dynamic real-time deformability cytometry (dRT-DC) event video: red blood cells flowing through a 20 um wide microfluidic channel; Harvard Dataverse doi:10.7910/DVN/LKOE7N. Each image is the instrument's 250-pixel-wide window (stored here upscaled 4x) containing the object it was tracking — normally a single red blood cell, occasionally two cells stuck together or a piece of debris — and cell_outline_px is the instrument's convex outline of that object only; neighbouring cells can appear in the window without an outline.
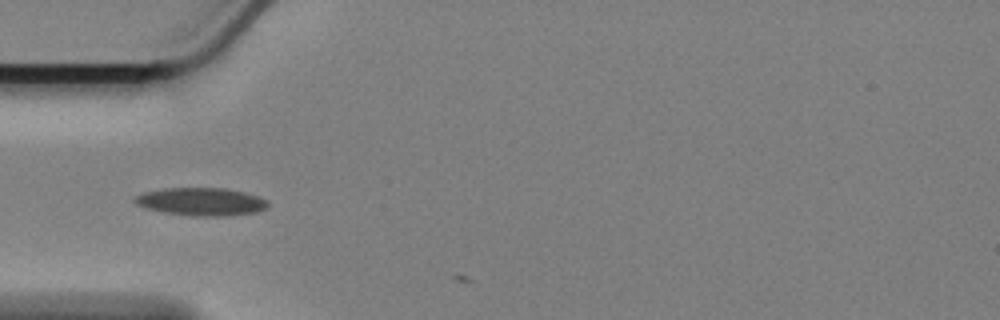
{"species": "Egyptian fruit bat (a non-hibernating species)", "species_latin": "Rousettus aegyptiacus", "temperature_condition": "cold", "stored_images_in_passage": 3, "camera_frame_rate_fps": 3000, "um_per_image_px": 0.085, "animal": {"sex": "female"}, "frame": {"image": 1, "passage_image": 2, "time_ms": 0.333, "image_size_px": [1000, 320], "cell_outline_px": [[268, 204], [264, 208], [256, 212], [228, 216], [188, 216], [164, 212], [148, 208], [136, 204], [132, 200], [136, 196], [144, 192], [164, 188], [224, 188], [244, 192], [256, 196], [264, 200]], "centroid_in_image_um": [17.06, 17.14], "position_along_channel_um": 67.9, "area_um2": 21.44}}